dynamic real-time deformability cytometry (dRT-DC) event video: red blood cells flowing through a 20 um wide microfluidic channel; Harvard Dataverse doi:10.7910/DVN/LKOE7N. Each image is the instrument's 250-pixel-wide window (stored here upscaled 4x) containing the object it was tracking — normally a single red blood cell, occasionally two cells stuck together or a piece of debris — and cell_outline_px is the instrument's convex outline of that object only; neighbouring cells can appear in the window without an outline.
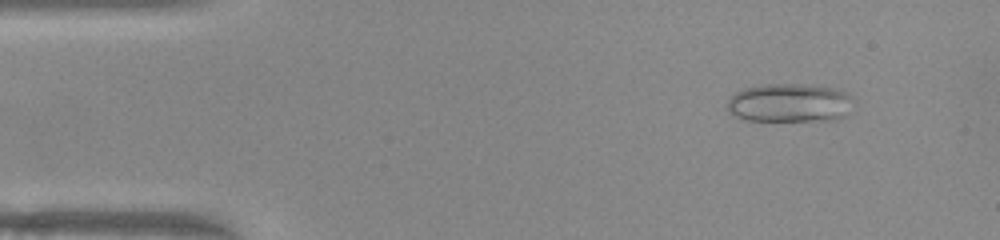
{"species": "common noctule bat (a hibernating species)", "species_latin": "Nyctalus noctula", "temperature_condition": "warm", "stored_images_in_passage": 50, "camera_frame_rate_fps": 3000, "um_per_image_px": 0.085, "animal": {"sex": "female", "body_mass_g": 22.0, "forearm_length_mm": 56.7}, "frame": {"image": 1, "passage_image": 5, "time_ms": 1.333, "image_size_px": [1000, 240], "cell_outline_px": [[856, 100], [844, 116], [828, 120], [748, 120], [736, 116], [728, 112], [728, 100], [736, 92], [744, 88], [764, 84], [816, 84], [836, 88], [848, 92]], "centroid_in_image_um": [67.17, 8.72], "position_along_channel_um": 17.8, "area_um2": 28.67}}
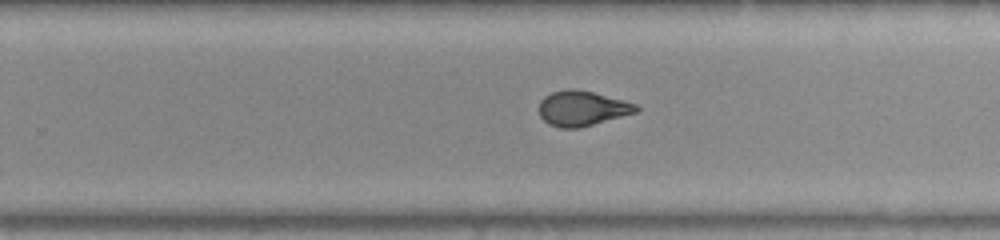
{"frame": {"image": 2, "passage_image": 31, "time_ms": 10.0, "image_size_px": [1000, 240], "cell_outline_px": [[640, 108], [636, 112], [580, 128], [560, 128], [548, 124], [540, 116], [540, 100], [544, 96], [552, 92], [568, 88], [576, 88], [624, 100], [636, 104]], "centroid_in_image_um": [49.46, 9.2], "position_along_channel_um": 280.3, "area_um2": 19.83}}
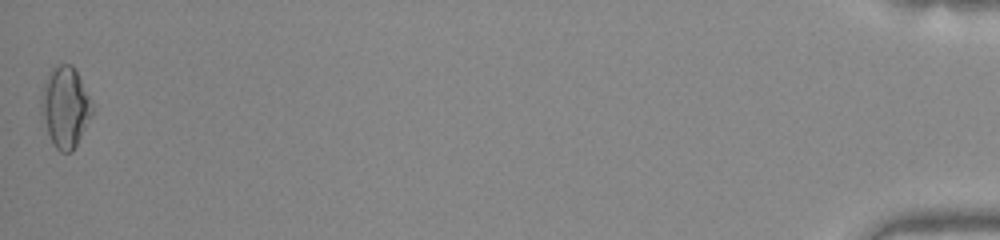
{"frame": {"image": 3, "passage_image": 50, "time_ms": 16.333, "image_size_px": [1000, 240], "cell_outline_px": [[92, 112], [72, 152], [60, 152], [52, 144], [40, 120], [40, 100], [44, 84], [48, 72], [52, 68], [60, 64], [72, 64], [92, 104]], "centroid_in_image_um": [5.47, 9.12], "position_along_channel_um": 429.7, "area_um2": 23.81}, "authors_computed_cell_mechanics": {"area_um2": 20.8369, "velocity_mm_per_s": 3.9829, "shape_relaxation_time_tau1_ms": null, "shape_relaxation_time_tau2_ms": 0.6738, "deformation_change_tau1": null, "deformation_change_tau2": 0.0486}}